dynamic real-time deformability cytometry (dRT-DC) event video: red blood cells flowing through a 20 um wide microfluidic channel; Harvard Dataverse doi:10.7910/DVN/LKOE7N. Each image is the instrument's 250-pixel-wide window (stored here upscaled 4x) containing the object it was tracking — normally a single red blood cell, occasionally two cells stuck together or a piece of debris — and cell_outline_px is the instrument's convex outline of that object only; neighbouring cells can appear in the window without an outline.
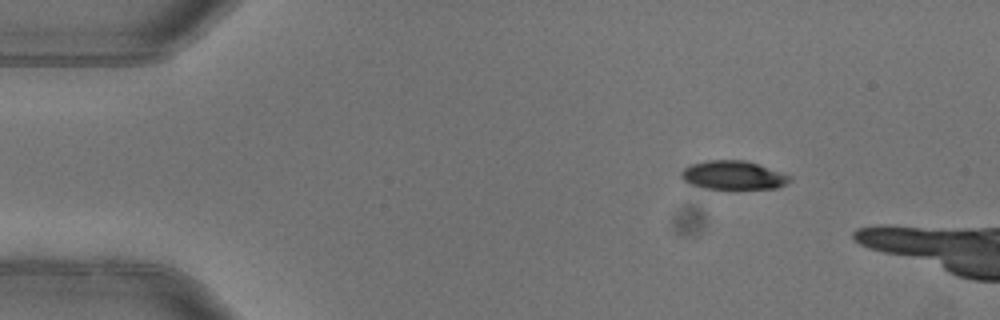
{"species": "common noctule bat (a hibernating species)", "species_latin": "Nyctalus noctula", "temperature_condition": "warm", "stored_images_in_passage": 6, "camera_frame_rate_fps": 3000, "um_per_image_px": 0.085, "animal": {"sex": "female"}, "frame": {"image": 1, "passage_image": 3, "time_ms": 0.667, "image_size_px": [1000, 320], "cell_outline_px": [[792, 180], [788, 184], [776, 188], [704, 188], [688, 184], [680, 176], [680, 172], [684, 168], [692, 164], [708, 160], [744, 160], [792, 176]], "centroid_in_image_um": [62.31, 14.89], "position_along_channel_um": 22.7, "area_um2": 17.98}}
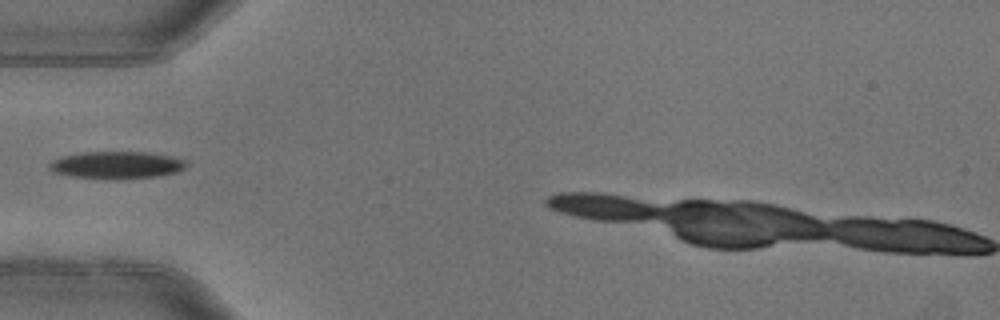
{"frame": {"image": 2, "passage_image": 5, "time_ms": 1.333, "image_size_px": [1000, 320], "cell_outline_px": [[188, 164], [184, 168], [176, 172], [156, 176], [72, 176], [52, 172], [48, 168], [48, 164], [52, 160], [64, 156], [80, 152], [148, 152], [172, 156], [184, 160]], "centroid_in_image_um": [9.9, 13.97], "position_along_channel_um": 75.1, "area_um2": 20.69}}
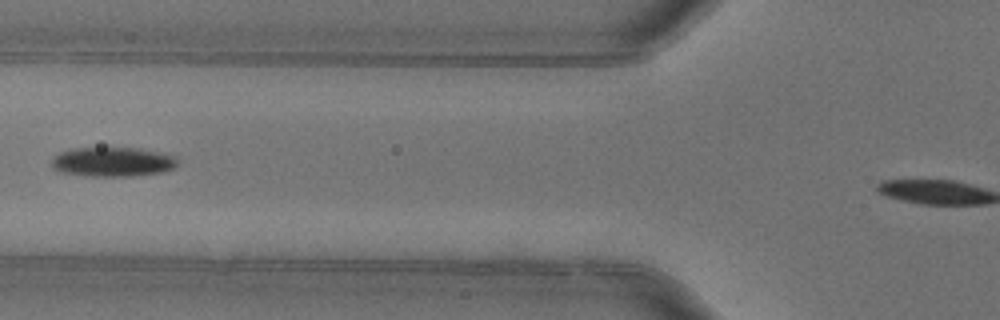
{"frame": {"image": 3, "passage_image": 6, "time_ms": 1.667, "image_size_px": [1000, 320], "cell_outline_px": [[180, 164], [172, 168], [160, 172], [132, 176], [92, 176], [64, 172], [52, 168], [52, 160], [60, 152], [72, 148], [140, 148], [176, 156], [180, 160]], "centroid_in_image_um": [9.63, 13.75], "position_along_channel_um": 116.2, "area_um2": 21.5}}